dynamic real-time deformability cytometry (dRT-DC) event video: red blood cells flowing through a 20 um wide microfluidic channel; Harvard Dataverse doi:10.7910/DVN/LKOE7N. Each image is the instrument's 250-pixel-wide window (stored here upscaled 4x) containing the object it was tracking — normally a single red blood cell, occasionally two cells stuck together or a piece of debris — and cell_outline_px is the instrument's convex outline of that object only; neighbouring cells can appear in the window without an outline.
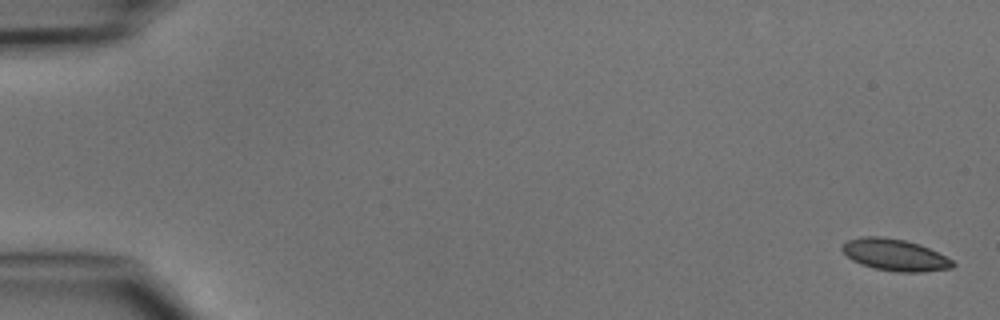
{"species": "common noctule bat (a hibernating species)", "species_latin": "Nyctalus noctula", "temperature_condition": "cold", "stored_images_in_passage": 5, "camera_frame_rate_fps": 3000, "um_per_image_px": 0.085, "animal": {"sex": "male", "body_mass_g": 15.6}, "frame": {"image": 1, "passage_image": 1, "time_ms": 0.0, "image_size_px": [1000, 320], "cell_outline_px": [[956, 264], [952, 268], [924, 272], [896, 272], [876, 268], [860, 264], [852, 260], [840, 248], [848, 240], [860, 236], [880, 236], [904, 240], [920, 244], [952, 260]], "centroid_in_image_um": [76.06, 21.67], "position_along_channel_um": 8.9, "area_um2": 20.35}}
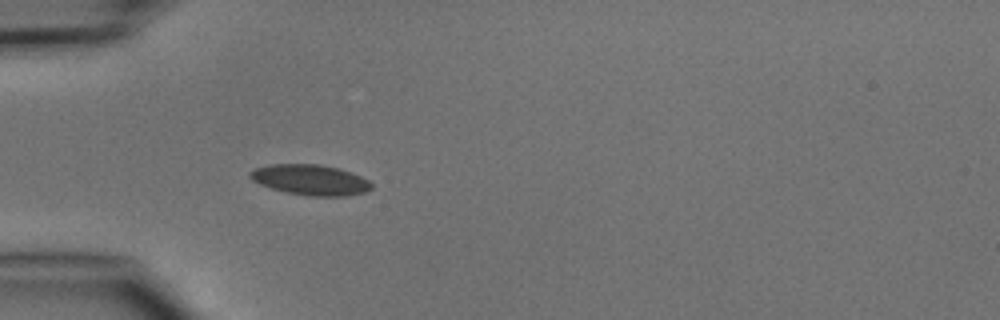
{"frame": {"image": 2, "passage_image": 5, "time_ms": 4.667, "image_size_px": [1000, 320], "cell_outline_px": [[372, 188], [364, 192], [344, 196], [308, 196], [288, 192], [272, 188], [260, 184], [252, 180], [248, 176], [248, 172], [256, 168], [268, 164], [320, 164], [340, 168], [360, 176], [368, 180], [372, 184]], "centroid_in_image_um": [26.37, 15.27], "position_along_channel_um": 58.6, "area_um2": 21.56}}